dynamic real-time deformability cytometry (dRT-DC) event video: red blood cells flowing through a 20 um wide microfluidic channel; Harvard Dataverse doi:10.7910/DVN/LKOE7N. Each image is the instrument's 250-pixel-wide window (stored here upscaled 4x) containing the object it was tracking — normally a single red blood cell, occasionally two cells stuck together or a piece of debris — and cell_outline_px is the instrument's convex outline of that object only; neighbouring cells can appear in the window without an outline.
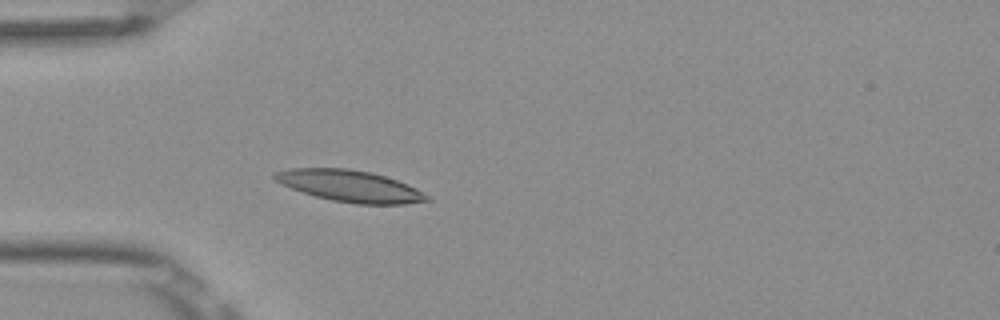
{"species": "Egyptian fruit bat (a non-hibernating species)", "species_latin": "Rousettus aegyptiacus", "temperature_condition": "room temperature", "stored_images_in_passage": 5, "camera_frame_rate_fps": 3000, "um_per_image_px": 0.085, "frame": {"image": 1, "passage_image": 5, "time_ms": 1.333, "image_size_px": [1000, 320], "cell_outline_px": [[432, 200], [404, 204], [356, 204], [332, 200], [316, 196], [280, 184], [272, 176], [276, 172], [288, 168], [348, 168], [372, 172], [396, 180], [416, 188], [432, 196]], "centroid_in_image_um": [29.78, 15.81], "position_along_channel_um": 55.2, "area_um2": 27.98}}